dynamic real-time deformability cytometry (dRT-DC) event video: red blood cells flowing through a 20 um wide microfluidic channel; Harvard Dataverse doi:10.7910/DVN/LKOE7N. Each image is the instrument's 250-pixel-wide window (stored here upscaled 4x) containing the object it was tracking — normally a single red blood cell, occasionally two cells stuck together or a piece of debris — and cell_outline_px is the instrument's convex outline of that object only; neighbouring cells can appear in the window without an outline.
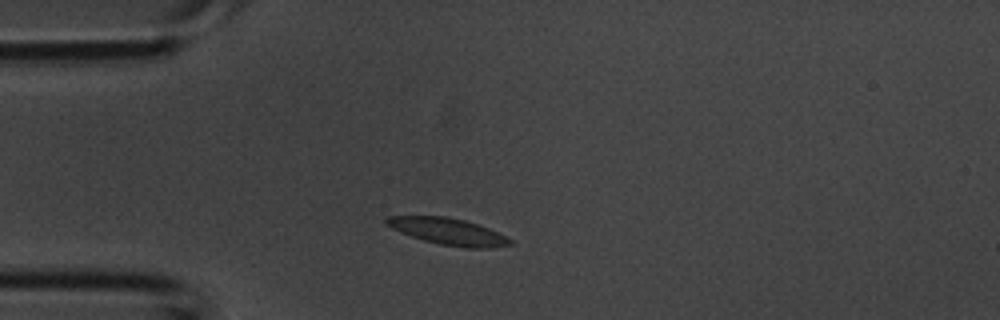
{"species": "common noctule bat (a hibernating species)", "species_latin": "Nyctalus noctula", "temperature_condition": "room temperature", "stored_images_in_passage": 1, "camera_frame_rate_fps": 3000, "um_per_image_px": 0.085, "animal": {"sex": "male", "body_mass_g": 20.1, "forearm_length_mm": 53.5}, "frame": {"image": 1, "passage_image": 1, "time_ms": 0.0, "image_size_px": [1000, 320], "cell_outline_px": [[512, 244], [488, 248], [464, 248], [440, 244], [424, 240], [400, 232], [384, 224], [384, 216], [444, 216], [464, 220], [488, 228], [512, 240]], "centroid_in_image_um": [38.03, 19.67], "position_along_channel_um": 47.0, "area_um2": 19.02}}